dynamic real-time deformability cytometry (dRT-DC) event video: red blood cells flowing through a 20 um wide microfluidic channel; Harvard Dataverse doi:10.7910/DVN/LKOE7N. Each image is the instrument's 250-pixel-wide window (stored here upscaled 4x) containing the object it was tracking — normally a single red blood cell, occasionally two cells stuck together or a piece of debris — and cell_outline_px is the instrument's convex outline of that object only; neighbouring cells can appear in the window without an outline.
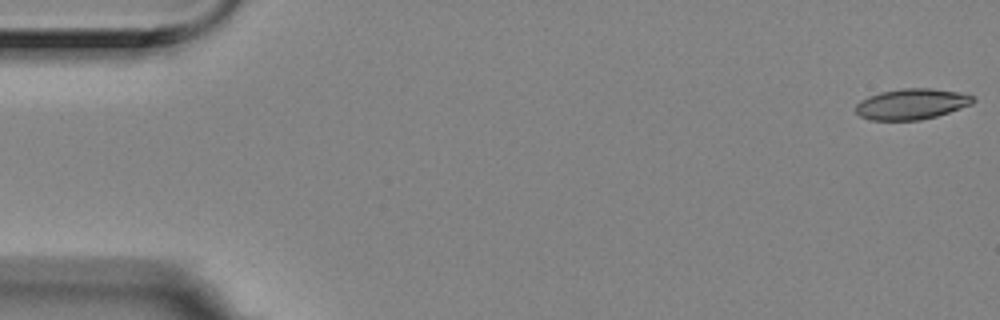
{"species": "Egyptian fruit bat (a non-hibernating species)", "species_latin": "Rousettus aegyptiacus", "temperature_condition": "room temperature", "stored_images_in_passage": 4, "camera_frame_rate_fps": 3000, "um_per_image_px": 0.085, "animal": {"sex": "female"}, "frame": {"image": 1, "passage_image": 1, "time_ms": 0.0, "image_size_px": [1000, 320], "cell_outline_px": [[976, 100], [972, 104], [936, 116], [920, 120], [868, 120], [860, 116], [856, 112], [856, 104], [860, 100], [868, 96], [880, 92], [900, 88], [932, 88], [956, 92], [976, 96]], "centroid_in_image_um": [77.47, 8.84], "position_along_channel_um": 7.5, "area_um2": 21.1}}